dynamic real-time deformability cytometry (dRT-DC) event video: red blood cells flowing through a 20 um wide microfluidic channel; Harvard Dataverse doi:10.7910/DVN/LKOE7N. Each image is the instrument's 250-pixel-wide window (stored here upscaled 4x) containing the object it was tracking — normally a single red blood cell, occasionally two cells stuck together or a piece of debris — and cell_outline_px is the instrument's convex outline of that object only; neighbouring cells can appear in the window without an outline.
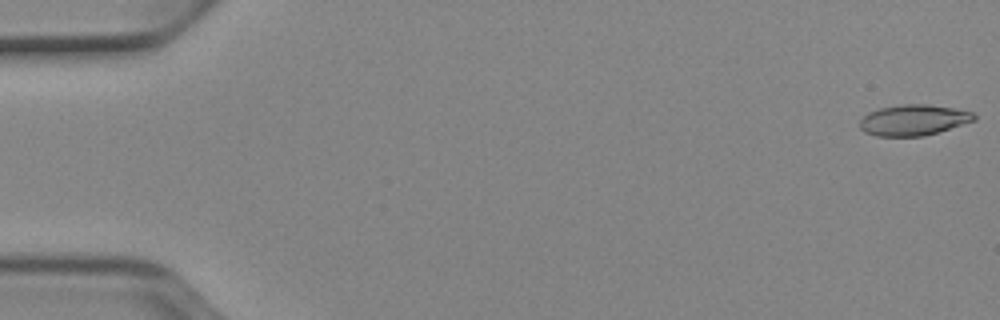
{"species": "Egyptian fruit bat (a non-hibernating species)", "species_latin": "Rousettus aegyptiacus", "temperature_condition": "cold", "stored_images_in_passage": 52, "camera_frame_rate_fps": 3000, "um_per_image_px": 0.085, "animal": {"sex": "female"}, "frame": {"image": 1, "passage_image": 1, "time_ms": 0.0, "image_size_px": [1000, 320], "cell_outline_px": [[976, 120], [924, 136], [876, 136], [864, 132], [860, 128], [860, 120], [868, 112], [880, 108], [900, 104], [928, 104], [952, 108], [972, 112], [976, 116]], "centroid_in_image_um": [77.62, 10.2], "position_along_channel_um": 7.4, "area_um2": 20.46}}
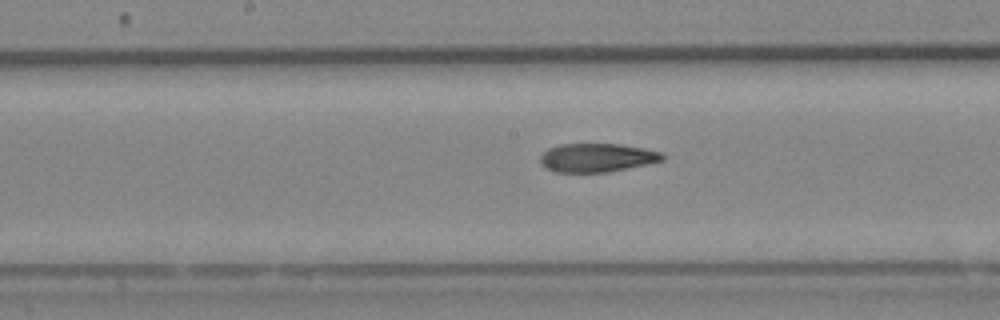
{"frame": {"image": 2, "passage_image": 27, "time_ms": 8.667, "image_size_px": [1000, 320], "cell_outline_px": [[664, 160], [608, 172], [556, 172], [544, 168], [540, 164], [540, 156], [548, 148], [560, 144], [620, 144], [644, 148], [660, 152], [664, 156]], "centroid_in_image_um": [50.69, 13.4], "position_along_channel_um": 197.5, "area_um2": 20.35}}
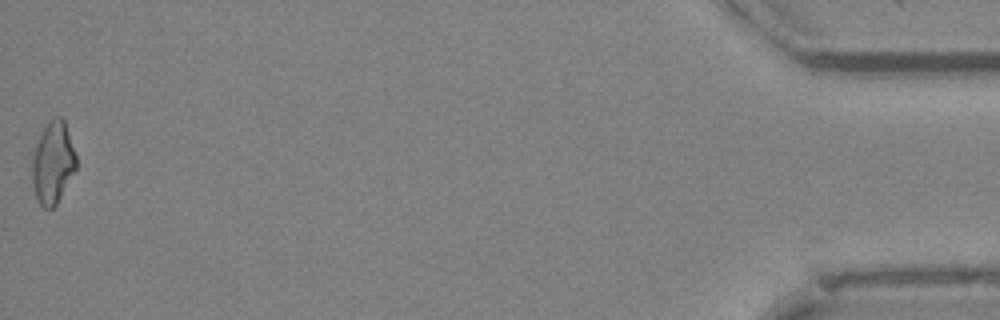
{"frame": {"image": 3, "passage_image": 52, "time_ms": 17.0, "image_size_px": [1000, 320], "cell_outline_px": [[76, 168], [56, 204], [52, 208], [44, 208], [40, 204], [36, 196], [28, 168], [40, 132], [48, 120], [52, 116], [60, 116], [64, 120], [76, 156]], "centroid_in_image_um": [4.44, 13.79], "position_along_channel_um": 430.8, "area_um2": 21.33}, "authors_computed_cell_mechanics": {"area_um2": 21.1548, "velocity_mm_per_s": 3.9321, "shape_relaxation_time_tau1_ms": 9.8508, "shape_relaxation_time_tau2_ms": 5.3697, "deformation_change_tau1": 0.2183, "deformation_change_tau2": 0.1458}}